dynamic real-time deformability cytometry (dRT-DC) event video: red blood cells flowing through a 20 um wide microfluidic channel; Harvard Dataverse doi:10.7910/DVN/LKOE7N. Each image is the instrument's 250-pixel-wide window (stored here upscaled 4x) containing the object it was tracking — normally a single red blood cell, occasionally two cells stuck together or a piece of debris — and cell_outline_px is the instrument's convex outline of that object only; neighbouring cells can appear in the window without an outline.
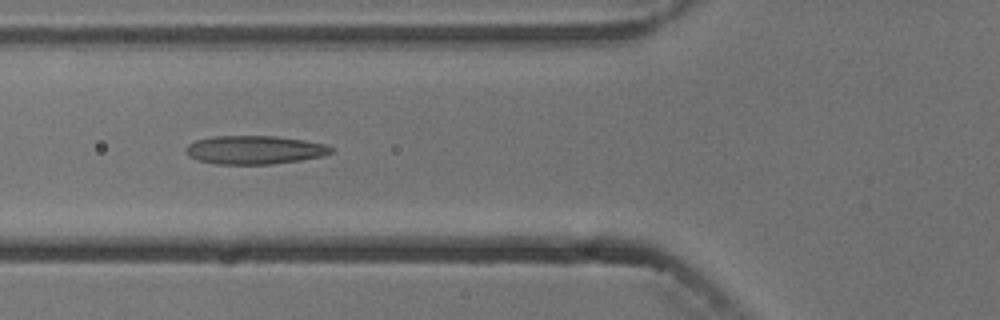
{"species": "common noctule bat (a hibernating species)", "species_latin": "Nyctalus noctula", "temperature_condition": "cold", "stored_images_in_passage": 10, "camera_frame_rate_fps": 3000, "um_per_image_px": 0.085, "animal": {"sex": "male", "body_mass_g": 13.3}, "frame": {"image": 1, "passage_image": 5, "time_ms": 5.333, "image_size_px": [1000, 320], "cell_outline_px": [[336, 148], [332, 152], [324, 156], [300, 160], [272, 164], [216, 164], [200, 160], [188, 156], [184, 152], [184, 148], [188, 144], [196, 140], [212, 136], [276, 136], [304, 140], [324, 144]], "centroid_in_image_um": [21.64, 12.74], "position_along_channel_um": 104.2, "area_um2": 24.28}}
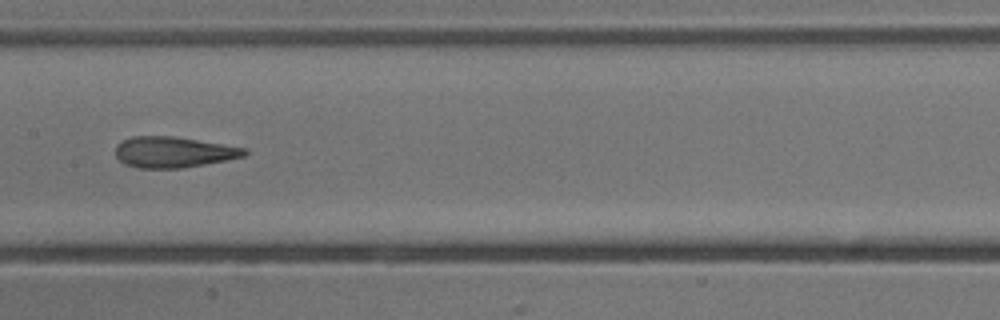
{"frame": {"image": 2, "passage_image": 7, "time_ms": 7.667, "image_size_px": [1000, 320], "cell_outline_px": [[248, 152], [244, 156], [228, 160], [180, 168], [140, 168], [124, 164], [116, 156], [116, 144], [120, 140], [132, 136], [172, 136], [248, 148]], "centroid_in_image_um": [14.73, 12.92], "position_along_channel_um": 192.7, "area_um2": 23.24}}
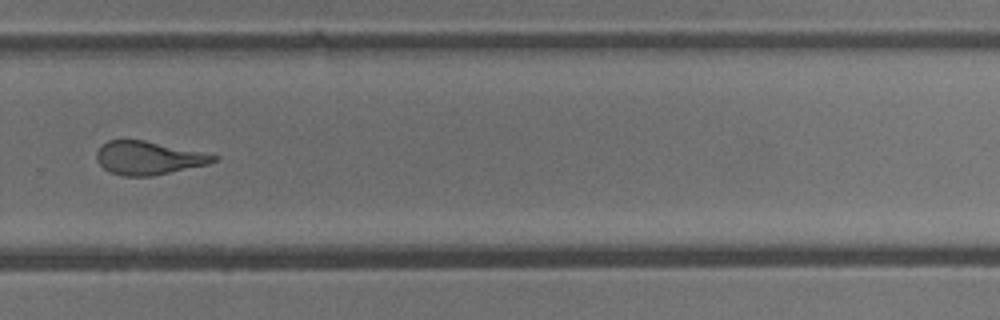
{"frame": {"image": 3, "passage_image": 10, "time_ms": 11.0, "image_size_px": [1000, 320], "cell_outline_px": [[220, 156], [216, 160], [208, 164], [152, 176], [124, 176], [112, 172], [104, 168], [96, 160], [96, 152], [108, 140], [144, 140]], "centroid_in_image_um": [12.61, 13.43], "position_along_channel_um": 317.2, "area_um2": 22.37}}